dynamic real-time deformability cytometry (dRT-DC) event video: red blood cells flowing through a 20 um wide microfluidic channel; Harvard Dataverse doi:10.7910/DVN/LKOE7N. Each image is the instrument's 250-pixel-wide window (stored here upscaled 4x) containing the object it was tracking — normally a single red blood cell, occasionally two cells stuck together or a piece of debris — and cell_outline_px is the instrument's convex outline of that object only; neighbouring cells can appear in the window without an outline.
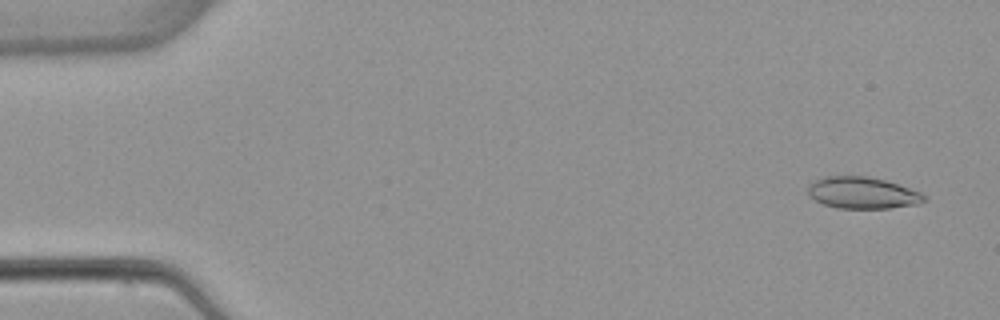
{"species": "common noctule bat (a hibernating species)", "species_latin": "Nyctalus noctula", "temperature_condition": "warm", "stored_images_in_passage": 4, "camera_frame_rate_fps": 3000, "um_per_image_px": 0.085, "animal": {"sex": "female", "body_mass_g": 22.7, "forearm_length_mm": 54.2}, "frame": {"image": 1, "passage_image": 1, "time_ms": 0.0, "image_size_px": [1000, 320], "cell_outline_px": [[928, 200], [920, 204], [888, 208], [836, 208], [824, 204], [808, 196], [808, 184], [816, 180], [828, 176], [868, 176], [884, 180], [920, 192], [928, 196]], "centroid_in_image_um": [73.33, 16.4], "position_along_channel_um": 11.7, "area_um2": 21.44}}
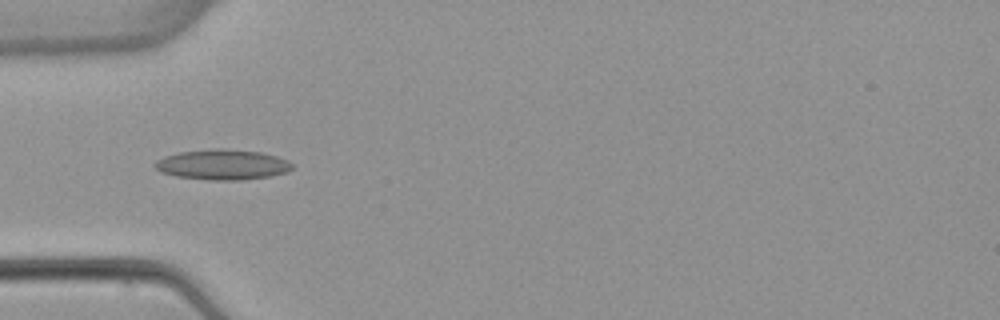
{"frame": {"image": 2, "passage_image": 3, "time_ms": 4.667, "image_size_px": [1000, 320], "cell_outline_px": [[292, 168], [288, 172], [272, 176], [244, 180], [208, 180], [176, 176], [160, 172], [152, 164], [156, 160], [164, 156], [180, 152], [212, 148], [220, 148], [260, 152], [276, 156], [288, 160], [292, 164]], "centroid_in_image_um": [18.91, 13.99], "position_along_channel_um": 66.1, "area_um2": 24.45}}
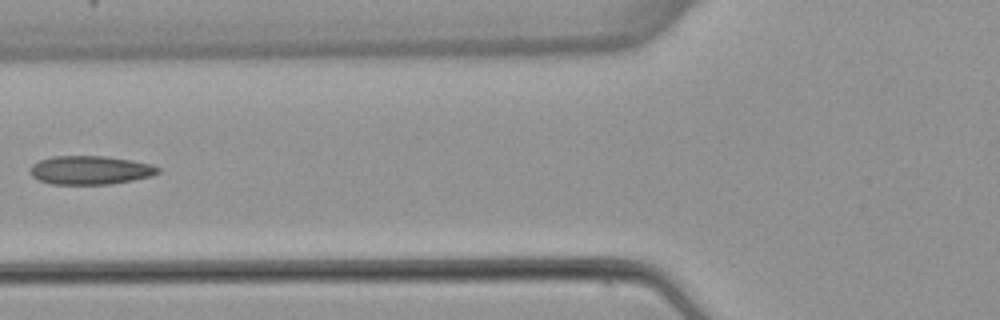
{"frame": {"image": 3, "passage_image": 4, "time_ms": 6.0, "image_size_px": [1000, 320], "cell_outline_px": [[160, 172], [152, 176], [112, 184], [52, 184], [40, 180], [32, 176], [28, 172], [32, 164], [40, 160], [52, 156], [104, 156], [132, 160], [152, 164], [160, 168]], "centroid_in_image_um": [7.68, 14.46], "position_along_channel_um": 118.1, "area_um2": 21.44}}